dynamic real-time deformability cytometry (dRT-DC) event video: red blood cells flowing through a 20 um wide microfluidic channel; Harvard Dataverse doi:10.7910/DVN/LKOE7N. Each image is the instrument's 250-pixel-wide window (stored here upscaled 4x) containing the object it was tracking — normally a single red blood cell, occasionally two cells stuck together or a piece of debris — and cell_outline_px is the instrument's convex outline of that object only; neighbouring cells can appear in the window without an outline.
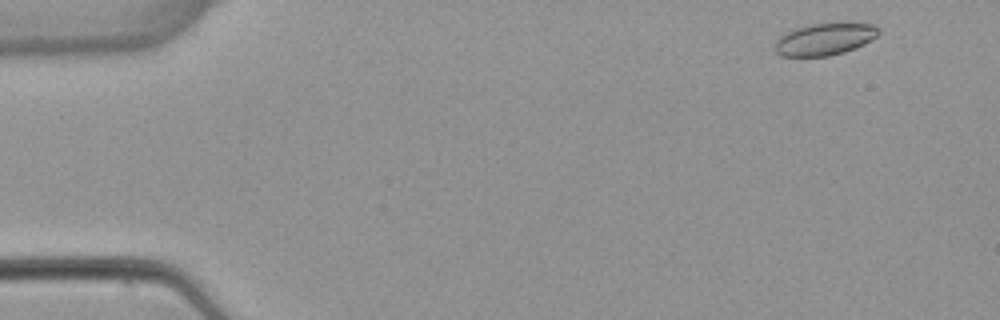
{"species": "common noctule bat (a hibernating species)", "species_latin": "Nyctalus noctula", "temperature_condition": "warm", "stored_images_in_passage": 51, "camera_frame_rate_fps": 3000, "um_per_image_px": 0.085, "animal": {"sex": "female", "body_mass_g": 22.7, "forearm_length_mm": 54.2}, "frame": {"image": 1, "passage_image": 2, "time_ms": 0.333, "image_size_px": [1000, 320], "cell_outline_px": [[880, 32], [872, 40], [856, 48], [844, 52], [828, 56], [780, 56], [776, 52], [776, 40], [784, 32], [796, 28], [812, 24], [848, 20], [872, 24], [880, 28]], "centroid_in_image_um": [70.17, 3.28], "position_along_channel_um": 14.8, "area_um2": 20.0}}
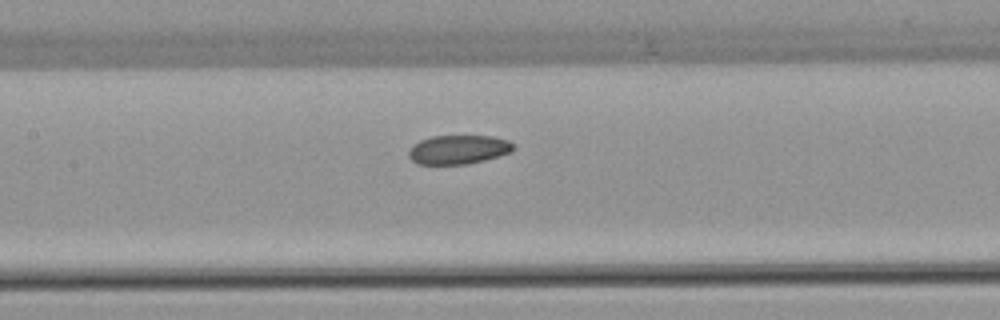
{"frame": {"image": 2, "passage_image": 23, "time_ms": 7.333, "image_size_px": [1000, 320], "cell_outline_px": [[516, 148], [512, 152], [484, 160], [464, 164], [416, 164], [408, 156], [408, 152], [412, 144], [420, 140], [432, 136], [492, 136], [508, 140]], "centroid_in_image_um": [38.95, 12.71], "position_along_channel_um": 168.5, "area_um2": 17.74}}
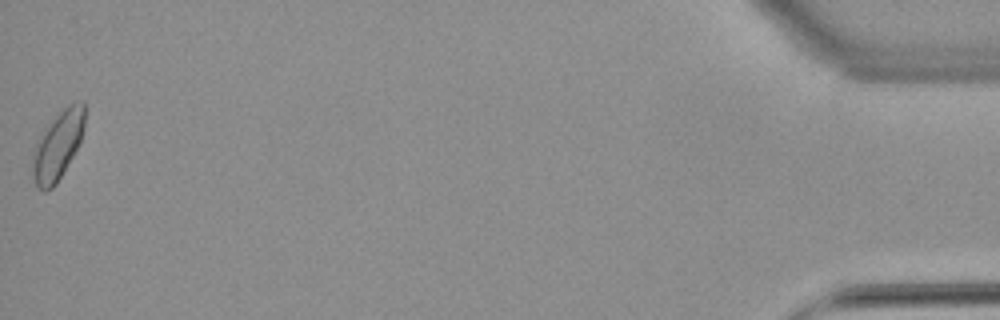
{"frame": {"image": 3, "passage_image": 51, "time_ms": 16.667, "image_size_px": [1000, 320], "cell_outline_px": [[84, 128], [80, 140], [72, 156], [56, 184], [52, 188], [44, 192], [36, 184], [32, 176], [32, 156], [36, 140], [44, 128], [68, 104], [80, 100], [84, 100]], "centroid_in_image_um": [4.88, 12.35], "position_along_channel_um": 430.3, "area_um2": 20.63}}